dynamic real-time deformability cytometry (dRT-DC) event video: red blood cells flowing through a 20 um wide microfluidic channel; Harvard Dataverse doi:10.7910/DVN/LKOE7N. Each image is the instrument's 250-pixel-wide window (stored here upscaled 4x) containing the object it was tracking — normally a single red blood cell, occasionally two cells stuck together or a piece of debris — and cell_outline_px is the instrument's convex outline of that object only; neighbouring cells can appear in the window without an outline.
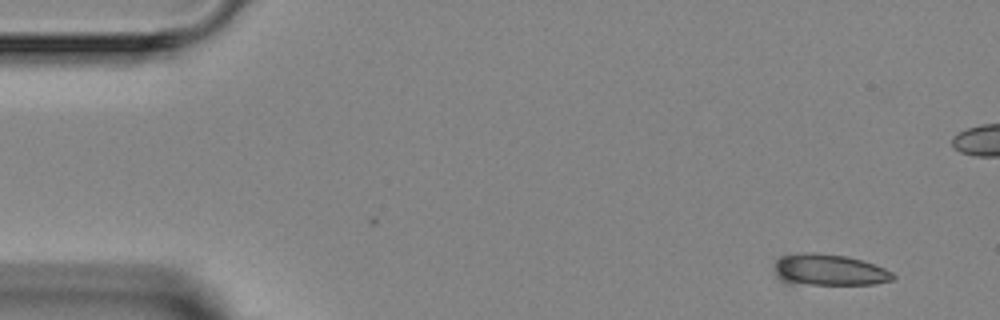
{"species": "Egyptian fruit bat (a non-hibernating species)", "species_latin": "Rousettus aegyptiacus", "temperature_condition": "room temperature", "stored_images_in_passage": 2, "camera_frame_rate_fps": 3000, "um_per_image_px": 0.085, "animal": {"sex": "female"}, "frame": {"image": 1, "passage_image": 2, "time_ms": 1.333, "image_size_px": [1000, 320], "cell_outline_px": [[896, 276], [892, 280], [872, 284], [784, 284], [776, 276], [772, 268], [776, 260], [780, 256], [844, 256], [860, 260], [884, 268], [892, 272]], "centroid_in_image_um": [70.44, 23.02], "position_along_channel_um": 14.6, "area_um2": 20.81}}